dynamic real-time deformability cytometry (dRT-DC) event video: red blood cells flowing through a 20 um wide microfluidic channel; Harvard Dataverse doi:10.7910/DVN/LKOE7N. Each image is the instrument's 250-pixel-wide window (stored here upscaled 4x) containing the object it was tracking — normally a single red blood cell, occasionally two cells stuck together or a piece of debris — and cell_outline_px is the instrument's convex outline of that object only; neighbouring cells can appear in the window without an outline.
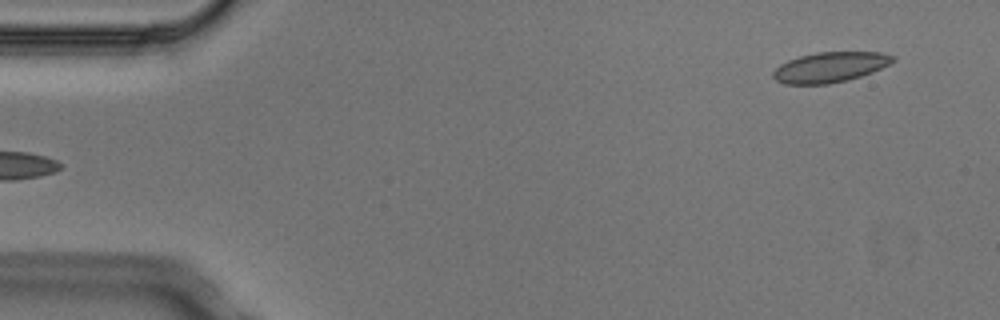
{"species": "Egyptian fruit bat (a non-hibernating species)", "species_latin": "Rousettus aegyptiacus", "temperature_condition": "cold", "stored_images_in_passage": 3, "camera_frame_rate_fps": 3000, "um_per_image_px": 0.085, "animal": {"sex": "male"}, "frame": {"image": 1, "passage_image": 3, "time_ms": 0.667, "image_size_px": [1000, 320], "cell_outline_px": [[896, 60], [872, 72], [848, 80], [828, 84], [784, 84], [776, 80], [772, 76], [772, 72], [780, 64], [788, 60], [800, 56], [816, 52], [880, 52], [896, 56]], "centroid_in_image_um": [70.54, 5.71], "position_along_channel_um": 14.5, "area_um2": 21.1}}